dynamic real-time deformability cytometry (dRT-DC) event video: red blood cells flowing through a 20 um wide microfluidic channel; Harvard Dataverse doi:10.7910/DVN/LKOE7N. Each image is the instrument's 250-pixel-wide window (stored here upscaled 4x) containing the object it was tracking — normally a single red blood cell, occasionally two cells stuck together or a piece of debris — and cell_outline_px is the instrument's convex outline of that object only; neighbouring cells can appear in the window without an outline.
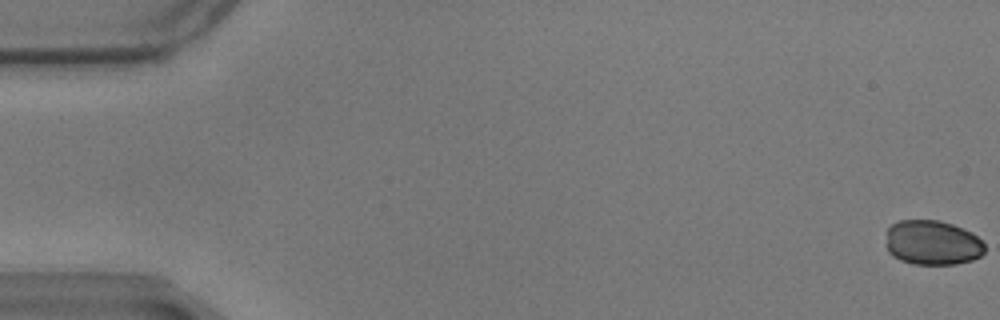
{"species": "common noctule bat (a hibernating species)", "species_latin": "Nyctalus noctula", "temperature_condition": "warm", "stored_images_in_passage": 60, "camera_frame_rate_fps": 3000, "um_per_image_px": 0.085, "animal": {"sex": "male", "body_mass_g": 17.9}, "frame": {"image": 1, "passage_image": 1, "time_ms": 0.0, "image_size_px": [1000, 320], "cell_outline_px": [[984, 252], [980, 256], [972, 260], [956, 264], [912, 264], [900, 260], [892, 256], [888, 252], [884, 244], [888, 228], [892, 224], [900, 220], [940, 220], [952, 224], [972, 232], [984, 244]], "centroid_in_image_um": [79.21, 20.63], "position_along_channel_um": 5.8, "area_um2": 26.01}}
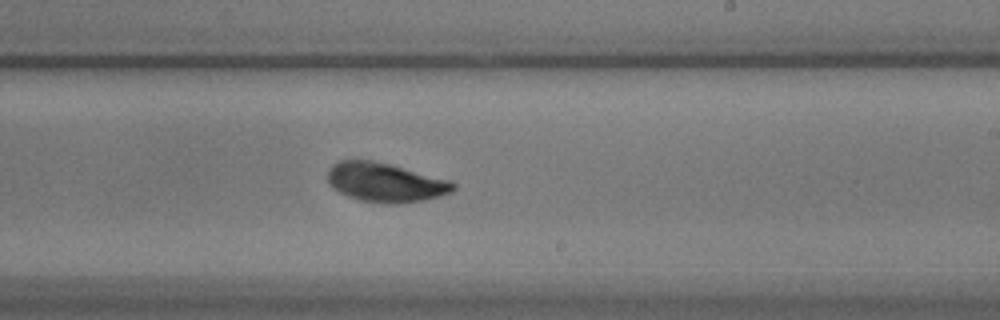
{"frame": {"image": 2, "passage_image": 36, "time_ms": 11.667, "image_size_px": [1000, 320], "cell_outline_px": [[456, 188], [452, 192], [440, 196], [424, 200], [400, 204], [388, 204], [360, 200], [348, 196], [332, 188], [328, 184], [328, 168], [332, 164], [340, 160], [372, 160], [388, 164], [448, 180], [456, 184]], "centroid_in_image_um": [32.72, 15.52], "position_along_channel_um": 256.3, "area_um2": 28.55}}
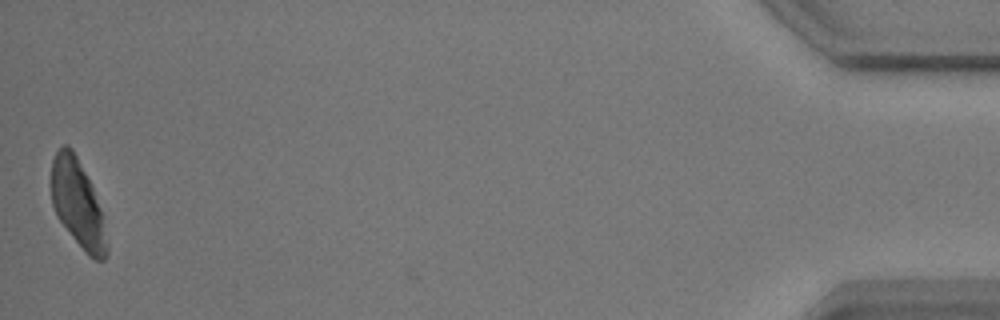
{"frame": {"image": 3, "passage_image": 59, "time_ms": 19.333, "image_size_px": [1000, 320], "cell_outline_px": [[108, 252], [104, 260], [96, 260], [88, 256], [84, 252], [56, 216], [52, 204], [52, 160], [56, 152], [64, 144], [68, 144], [72, 148], [92, 188], [100, 208], [108, 244]], "centroid_in_image_um": [6.6, 17.36], "position_along_channel_um": 428.6, "area_um2": 27.86}, "authors_computed_cell_mechanics": {"area_um2": 28.1486, "velocity_mm_per_s": 3.4465, "shape_relaxation_time_tau1_ms": null, "shape_relaxation_time_tau2_ms": 1.7983, "deformation_change_tau1": null, "deformation_change_tau2": 0.0571}}